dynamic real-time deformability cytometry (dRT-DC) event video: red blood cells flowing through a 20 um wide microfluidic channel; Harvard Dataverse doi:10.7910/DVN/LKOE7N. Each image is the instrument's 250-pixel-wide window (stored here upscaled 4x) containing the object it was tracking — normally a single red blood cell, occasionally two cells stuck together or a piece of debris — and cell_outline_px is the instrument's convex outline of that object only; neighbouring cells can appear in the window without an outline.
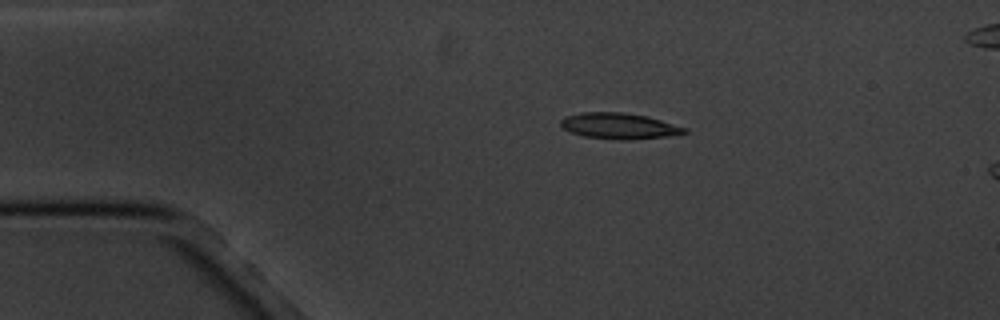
{"species": "common noctule bat (a hibernating species)", "species_latin": "Nyctalus noctula", "temperature_condition": "cold", "stored_images_in_passage": 4, "camera_frame_rate_fps": 3000, "um_per_image_px": 0.085, "animal": {"sex": "male", "body_mass_g": 20.1, "forearm_length_mm": 53.5}, "frame": {"image": 1, "passage_image": 2, "time_ms": 2.0, "image_size_px": [1000, 320], "cell_outline_px": [[688, 132], [680, 136], [624, 140], [620, 140], [584, 136], [572, 132], [564, 128], [560, 124], [560, 120], [564, 116], [580, 112], [624, 112], [648, 116], [688, 128]], "centroid_in_image_um": [52.7, 10.71], "position_along_channel_um": 32.3, "area_um2": 19.07}}